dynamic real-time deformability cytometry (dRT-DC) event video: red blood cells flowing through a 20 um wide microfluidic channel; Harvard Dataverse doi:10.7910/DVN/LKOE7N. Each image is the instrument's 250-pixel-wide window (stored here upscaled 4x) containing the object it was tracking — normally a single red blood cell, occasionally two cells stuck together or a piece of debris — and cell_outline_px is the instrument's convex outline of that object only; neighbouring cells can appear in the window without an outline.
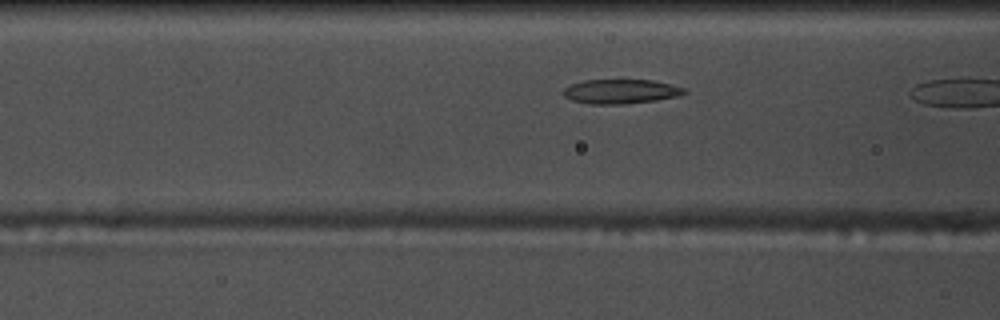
{"species": "common noctule bat (a hibernating species)", "species_latin": "Nyctalus noctula", "temperature_condition": "warm", "stored_images_in_passage": 9, "camera_frame_rate_fps": 3000, "um_per_image_px": 0.085, "animal": {"sex": "male", "body_mass_g": 17.5, "forearm_length_mm": 52.3}, "frame": {"image": 1, "passage_image": 8, "time_ms": 2.333, "image_size_px": [1000, 320], "cell_outline_px": [[688, 92], [676, 96], [656, 100], [624, 104], [592, 104], [572, 100], [564, 96], [564, 88], [572, 84], [584, 80], [652, 80], [672, 84], [684, 88]], "centroid_in_image_um": [52.78, 7.77], "position_along_channel_um": 113.8, "area_um2": 17.05}}